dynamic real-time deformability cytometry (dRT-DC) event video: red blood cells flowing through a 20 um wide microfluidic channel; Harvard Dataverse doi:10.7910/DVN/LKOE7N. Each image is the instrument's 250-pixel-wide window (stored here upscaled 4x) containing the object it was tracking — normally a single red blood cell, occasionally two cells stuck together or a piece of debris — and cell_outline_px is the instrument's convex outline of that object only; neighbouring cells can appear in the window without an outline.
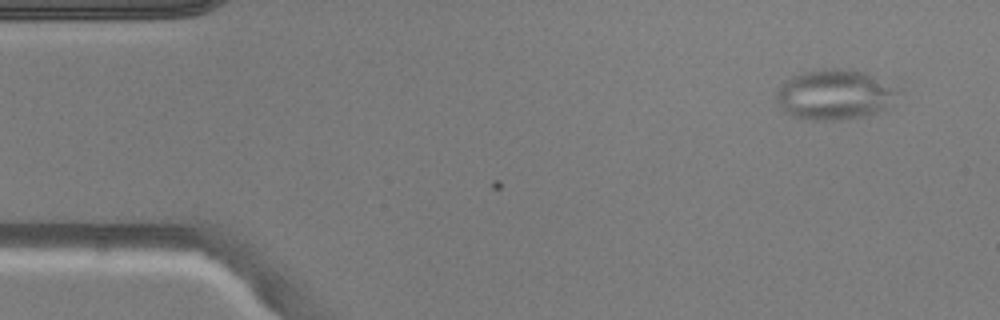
{"species": "common noctule bat (a hibernating species)", "species_latin": "Nyctalus noctula", "temperature_condition": "warm", "stored_images_in_passage": 8, "camera_frame_rate_fps": 3000, "um_per_image_px": 0.085, "animal": {"sex": "male", "body_mass_g": 20.5, "forearm_length_mm": 52.5}, "frame": {"image": 1, "passage_image": 8, "time_ms": 2.333, "image_size_px": [1000, 320], "cell_outline_px": [[904, 92], [884, 108], [876, 112], [864, 116], [840, 120], [812, 120], [792, 116], [784, 112], [776, 100], [776, 92], [784, 80], [792, 76], [804, 72], [832, 68], [840, 68], [860, 72], [904, 88]], "centroid_in_image_um": [70.97, 8.05], "position_along_channel_um": 14.0, "area_um2": 35.66}}